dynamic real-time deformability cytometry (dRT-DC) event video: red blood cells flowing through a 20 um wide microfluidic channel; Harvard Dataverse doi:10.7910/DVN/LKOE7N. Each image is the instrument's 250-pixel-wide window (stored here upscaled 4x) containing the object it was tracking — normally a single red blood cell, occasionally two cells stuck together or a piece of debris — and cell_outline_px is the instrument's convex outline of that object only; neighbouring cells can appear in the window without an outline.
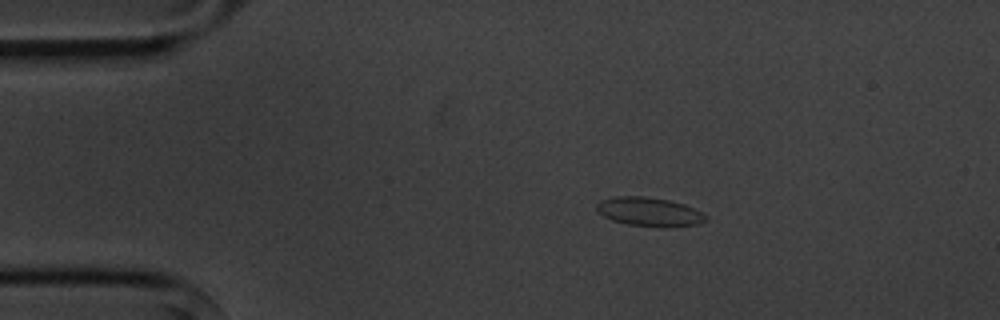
{"species": "common noctule bat (a hibernating species)", "species_latin": "Nyctalus noctula", "temperature_condition": "cold", "stored_images_in_passage": 9, "camera_frame_rate_fps": 3000, "um_per_image_px": 0.085, "animal": {"sex": "male", "body_mass_g": 20.1, "forearm_length_mm": 53.5}, "frame": {"image": 1, "passage_image": 3, "time_ms": 2.333, "image_size_px": [1000, 320], "cell_outline_px": [[708, 220], [700, 224], [668, 228], [660, 228], [628, 224], [612, 220], [596, 212], [596, 204], [600, 200], [616, 196], [644, 196], [668, 200], [684, 204], [708, 216]], "centroid_in_image_um": [55.19, 18.02], "position_along_channel_um": 29.8, "area_um2": 18.67}}
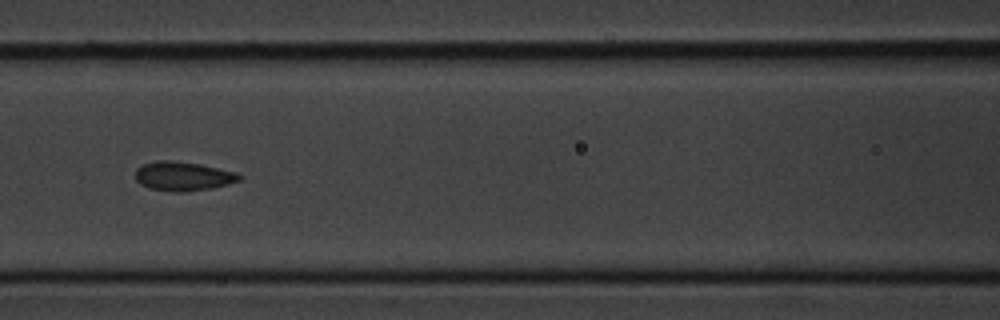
{"frame": {"image": 2, "passage_image": 7, "time_ms": 7.0, "image_size_px": [1000, 320], "cell_outline_px": [[244, 176], [240, 180], [228, 184], [212, 188], [184, 192], [176, 192], [148, 188], [140, 184], [136, 180], [136, 168], [144, 164], [156, 160], [168, 160], [200, 164], [236, 172]], "centroid_in_image_um": [15.56, 14.98], "position_along_channel_um": 151.0, "area_um2": 17.69}}
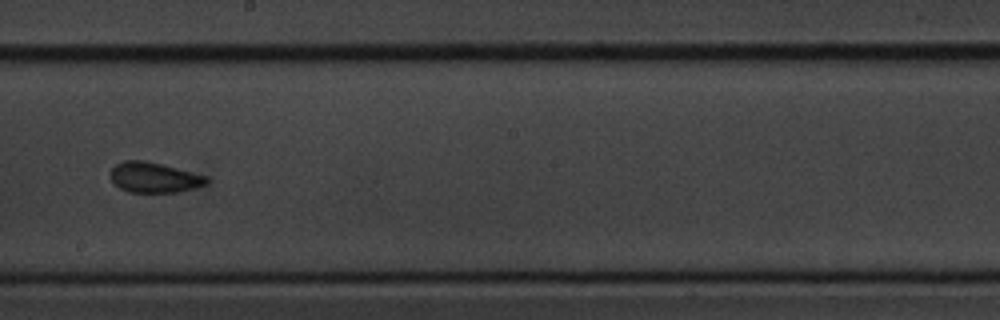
{"frame": {"image": 3, "passage_image": 9, "time_ms": 9.333, "image_size_px": [1000, 320], "cell_outline_px": [[212, 180], [208, 184], [180, 192], [128, 192], [120, 188], [112, 180], [108, 172], [116, 164], [124, 160], [144, 160], [208, 176]], "centroid_in_image_um": [13.13, 15.09], "position_along_channel_um": 235.1, "area_um2": 17.11}}